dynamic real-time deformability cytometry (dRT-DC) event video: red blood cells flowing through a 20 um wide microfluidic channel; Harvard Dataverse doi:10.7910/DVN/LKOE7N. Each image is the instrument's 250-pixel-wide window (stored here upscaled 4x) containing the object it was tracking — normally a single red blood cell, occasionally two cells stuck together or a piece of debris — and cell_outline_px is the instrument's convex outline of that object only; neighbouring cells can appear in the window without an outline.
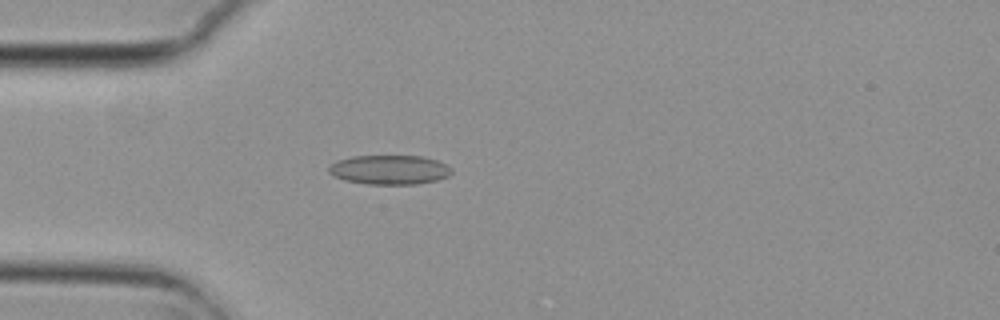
{"species": "common noctule bat (a hibernating species)", "species_latin": "Nyctalus noctula", "temperature_condition": "cold", "stored_images_in_passage": 56, "camera_frame_rate_fps": 3000, "um_per_image_px": 0.085, "animal": {"sex": "female", "body_mass_g": 29.2, "forearm_length_mm": 56.3}, "frame": {"image": 1, "passage_image": 16, "time_ms": 5.0, "image_size_px": [1000, 320], "cell_outline_px": [[452, 172], [448, 176], [436, 180], [416, 184], [368, 184], [344, 180], [328, 172], [328, 168], [336, 160], [352, 156], [424, 156], [436, 160], [452, 168]], "centroid_in_image_um": [33.1, 14.42], "position_along_channel_um": 51.9, "area_um2": 20.92}}
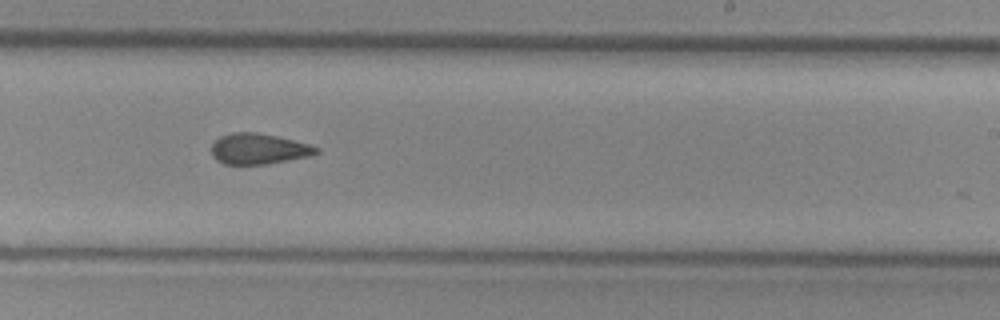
{"frame": {"image": 2, "passage_image": 34, "time_ms": 11.0, "image_size_px": [1000, 320], "cell_outline_px": [[320, 152], [312, 156], [268, 164], [224, 164], [216, 160], [212, 156], [212, 144], [220, 136], [232, 132], [256, 132], [276, 136], [308, 144], [320, 148]], "centroid_in_image_um": [22.0, 12.66], "position_along_channel_um": 267.0, "area_um2": 18.84}}
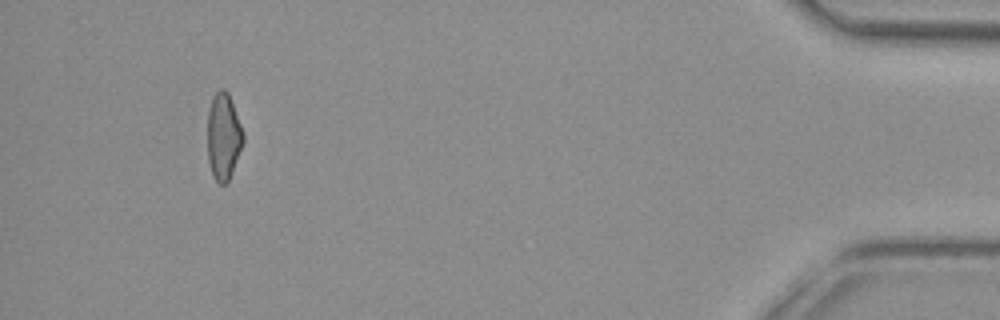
{"frame": {"image": 3, "passage_image": 52, "time_ms": 17.0, "image_size_px": [1000, 320], "cell_outline_px": [[244, 144], [232, 172], [228, 180], [224, 184], [220, 184], [212, 176], [208, 160], [208, 112], [212, 96], [220, 88], [224, 88], [228, 92], [244, 132]], "centroid_in_image_um": [19.0, 11.59], "position_along_channel_um": 416.2, "area_um2": 18.21}, "authors_computed_cell_mechanics": {"area_um2": 19.2763, "velocity_mm_per_s": 3.7287, "shape_relaxation_time_tau1_ms": null, "shape_relaxation_time_tau2_ms": 3.3462, "deformation_change_tau1": null, "deformation_change_tau2": 0.1004}}